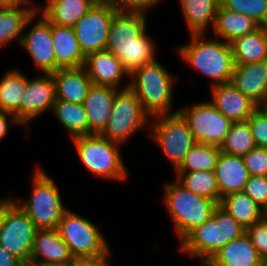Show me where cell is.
<instances>
[{"instance_id":"d6a6232c","label":"cell","mask_w":267,"mask_h":266,"mask_svg":"<svg viewBox=\"0 0 267 266\" xmlns=\"http://www.w3.org/2000/svg\"><path fill=\"white\" fill-rule=\"evenodd\" d=\"M175 173L177 182L185 189L220 204L219 188L214 171Z\"/></svg>"},{"instance_id":"30bf717a","label":"cell","mask_w":267,"mask_h":266,"mask_svg":"<svg viewBox=\"0 0 267 266\" xmlns=\"http://www.w3.org/2000/svg\"><path fill=\"white\" fill-rule=\"evenodd\" d=\"M57 231L74 258L94 257L110 251L102 231L90 220L69 209L59 221Z\"/></svg>"},{"instance_id":"7bdbcfd3","label":"cell","mask_w":267,"mask_h":266,"mask_svg":"<svg viewBox=\"0 0 267 266\" xmlns=\"http://www.w3.org/2000/svg\"><path fill=\"white\" fill-rule=\"evenodd\" d=\"M9 118V119H8ZM10 120V121H8ZM17 124V126L19 124V122L16 120L14 114L9 113V112H5V111H0V140L5 138L6 134L9 132V126L10 124ZM9 124V125H8Z\"/></svg>"},{"instance_id":"7c38bea8","label":"cell","mask_w":267,"mask_h":266,"mask_svg":"<svg viewBox=\"0 0 267 266\" xmlns=\"http://www.w3.org/2000/svg\"><path fill=\"white\" fill-rule=\"evenodd\" d=\"M36 226L14 203L6 212L0 228V246L29 266Z\"/></svg>"},{"instance_id":"2e32d148","label":"cell","mask_w":267,"mask_h":266,"mask_svg":"<svg viewBox=\"0 0 267 266\" xmlns=\"http://www.w3.org/2000/svg\"><path fill=\"white\" fill-rule=\"evenodd\" d=\"M74 257L57 229H37L29 259V266L71 264Z\"/></svg>"},{"instance_id":"ffe728a7","label":"cell","mask_w":267,"mask_h":266,"mask_svg":"<svg viewBox=\"0 0 267 266\" xmlns=\"http://www.w3.org/2000/svg\"><path fill=\"white\" fill-rule=\"evenodd\" d=\"M231 83L258 105L267 96V59L235 64Z\"/></svg>"},{"instance_id":"4316f807","label":"cell","mask_w":267,"mask_h":266,"mask_svg":"<svg viewBox=\"0 0 267 266\" xmlns=\"http://www.w3.org/2000/svg\"><path fill=\"white\" fill-rule=\"evenodd\" d=\"M259 26L251 17L227 10L219 5L213 31L215 37L230 43L237 37L253 32Z\"/></svg>"},{"instance_id":"3957f363","label":"cell","mask_w":267,"mask_h":266,"mask_svg":"<svg viewBox=\"0 0 267 266\" xmlns=\"http://www.w3.org/2000/svg\"><path fill=\"white\" fill-rule=\"evenodd\" d=\"M129 77V88L136 94L150 118L178 112H170L176 77L159 60L155 59L135 69Z\"/></svg>"},{"instance_id":"5bb4252c","label":"cell","mask_w":267,"mask_h":266,"mask_svg":"<svg viewBox=\"0 0 267 266\" xmlns=\"http://www.w3.org/2000/svg\"><path fill=\"white\" fill-rule=\"evenodd\" d=\"M55 100V85L51 73H44L33 79L28 78L20 104V125L30 131L31 121L46 111L51 112Z\"/></svg>"},{"instance_id":"484cf974","label":"cell","mask_w":267,"mask_h":266,"mask_svg":"<svg viewBox=\"0 0 267 266\" xmlns=\"http://www.w3.org/2000/svg\"><path fill=\"white\" fill-rule=\"evenodd\" d=\"M95 3V0H48L38 11L51 24L73 27Z\"/></svg>"},{"instance_id":"b9f144b4","label":"cell","mask_w":267,"mask_h":266,"mask_svg":"<svg viewBox=\"0 0 267 266\" xmlns=\"http://www.w3.org/2000/svg\"><path fill=\"white\" fill-rule=\"evenodd\" d=\"M111 251L94 257H76L71 263L72 266H111L109 259Z\"/></svg>"},{"instance_id":"83f0119b","label":"cell","mask_w":267,"mask_h":266,"mask_svg":"<svg viewBox=\"0 0 267 266\" xmlns=\"http://www.w3.org/2000/svg\"><path fill=\"white\" fill-rule=\"evenodd\" d=\"M231 43L234 63L249 64L267 59V26L237 37Z\"/></svg>"},{"instance_id":"52a82bcc","label":"cell","mask_w":267,"mask_h":266,"mask_svg":"<svg viewBox=\"0 0 267 266\" xmlns=\"http://www.w3.org/2000/svg\"><path fill=\"white\" fill-rule=\"evenodd\" d=\"M84 167L96 175L111 180H126L128 170L122 159L121 144L103 138L100 134L72 138Z\"/></svg>"},{"instance_id":"c3c4849f","label":"cell","mask_w":267,"mask_h":266,"mask_svg":"<svg viewBox=\"0 0 267 266\" xmlns=\"http://www.w3.org/2000/svg\"><path fill=\"white\" fill-rule=\"evenodd\" d=\"M96 3H110L113 4L116 0H95Z\"/></svg>"},{"instance_id":"ab89813d","label":"cell","mask_w":267,"mask_h":266,"mask_svg":"<svg viewBox=\"0 0 267 266\" xmlns=\"http://www.w3.org/2000/svg\"><path fill=\"white\" fill-rule=\"evenodd\" d=\"M246 121L256 147L267 148V116L257 108Z\"/></svg>"},{"instance_id":"836d02e7","label":"cell","mask_w":267,"mask_h":266,"mask_svg":"<svg viewBox=\"0 0 267 266\" xmlns=\"http://www.w3.org/2000/svg\"><path fill=\"white\" fill-rule=\"evenodd\" d=\"M220 154L219 146L196 143L175 172L214 171Z\"/></svg>"},{"instance_id":"1f68e13d","label":"cell","mask_w":267,"mask_h":266,"mask_svg":"<svg viewBox=\"0 0 267 266\" xmlns=\"http://www.w3.org/2000/svg\"><path fill=\"white\" fill-rule=\"evenodd\" d=\"M70 138L88 135V118L83 103L56 99L51 110Z\"/></svg>"},{"instance_id":"7402d4cb","label":"cell","mask_w":267,"mask_h":266,"mask_svg":"<svg viewBox=\"0 0 267 266\" xmlns=\"http://www.w3.org/2000/svg\"><path fill=\"white\" fill-rule=\"evenodd\" d=\"M51 74L54 80L56 99L84 103L93 84L84 66L61 68Z\"/></svg>"},{"instance_id":"4dcf8cb0","label":"cell","mask_w":267,"mask_h":266,"mask_svg":"<svg viewBox=\"0 0 267 266\" xmlns=\"http://www.w3.org/2000/svg\"><path fill=\"white\" fill-rule=\"evenodd\" d=\"M28 77L12 69L5 73L0 80V111L14 114L20 124V104L26 91Z\"/></svg>"},{"instance_id":"9a60e30c","label":"cell","mask_w":267,"mask_h":266,"mask_svg":"<svg viewBox=\"0 0 267 266\" xmlns=\"http://www.w3.org/2000/svg\"><path fill=\"white\" fill-rule=\"evenodd\" d=\"M28 32L22 34L20 45L28 52L36 67L44 73L55 72V51L51 23L41 14Z\"/></svg>"},{"instance_id":"7a4b0ae2","label":"cell","mask_w":267,"mask_h":266,"mask_svg":"<svg viewBox=\"0 0 267 266\" xmlns=\"http://www.w3.org/2000/svg\"><path fill=\"white\" fill-rule=\"evenodd\" d=\"M206 34H190L191 42L177 47L178 55L194 69L212 79L211 87L229 83L235 63L231 43L214 37L205 39Z\"/></svg>"},{"instance_id":"e575fe53","label":"cell","mask_w":267,"mask_h":266,"mask_svg":"<svg viewBox=\"0 0 267 266\" xmlns=\"http://www.w3.org/2000/svg\"><path fill=\"white\" fill-rule=\"evenodd\" d=\"M255 147L256 144L248 122H232L229 132L220 145V151L226 154L243 157Z\"/></svg>"},{"instance_id":"44dd1931","label":"cell","mask_w":267,"mask_h":266,"mask_svg":"<svg viewBox=\"0 0 267 266\" xmlns=\"http://www.w3.org/2000/svg\"><path fill=\"white\" fill-rule=\"evenodd\" d=\"M204 266H267L249 236L243 233L217 251Z\"/></svg>"},{"instance_id":"7dc6e473","label":"cell","mask_w":267,"mask_h":266,"mask_svg":"<svg viewBox=\"0 0 267 266\" xmlns=\"http://www.w3.org/2000/svg\"><path fill=\"white\" fill-rule=\"evenodd\" d=\"M257 108L267 116V96L258 104Z\"/></svg>"},{"instance_id":"8fae6325","label":"cell","mask_w":267,"mask_h":266,"mask_svg":"<svg viewBox=\"0 0 267 266\" xmlns=\"http://www.w3.org/2000/svg\"><path fill=\"white\" fill-rule=\"evenodd\" d=\"M178 112L187 121L196 143L220 147L232 124L209 101L193 103Z\"/></svg>"},{"instance_id":"5b68a950","label":"cell","mask_w":267,"mask_h":266,"mask_svg":"<svg viewBox=\"0 0 267 266\" xmlns=\"http://www.w3.org/2000/svg\"><path fill=\"white\" fill-rule=\"evenodd\" d=\"M164 203L181 241L195 228L205 223L219 205L216 201L194 194L178 182L166 183Z\"/></svg>"},{"instance_id":"cb8c5ba5","label":"cell","mask_w":267,"mask_h":266,"mask_svg":"<svg viewBox=\"0 0 267 266\" xmlns=\"http://www.w3.org/2000/svg\"><path fill=\"white\" fill-rule=\"evenodd\" d=\"M51 34L55 51V71L84 66L86 56L80 48L73 27L51 24Z\"/></svg>"},{"instance_id":"ee69618b","label":"cell","mask_w":267,"mask_h":266,"mask_svg":"<svg viewBox=\"0 0 267 266\" xmlns=\"http://www.w3.org/2000/svg\"><path fill=\"white\" fill-rule=\"evenodd\" d=\"M0 266H25L17 257L0 246Z\"/></svg>"},{"instance_id":"4fadbf2b","label":"cell","mask_w":267,"mask_h":266,"mask_svg":"<svg viewBox=\"0 0 267 266\" xmlns=\"http://www.w3.org/2000/svg\"><path fill=\"white\" fill-rule=\"evenodd\" d=\"M117 11L110 3H95L73 26L85 56L106 49L110 22Z\"/></svg>"},{"instance_id":"f1b7e54d","label":"cell","mask_w":267,"mask_h":266,"mask_svg":"<svg viewBox=\"0 0 267 266\" xmlns=\"http://www.w3.org/2000/svg\"><path fill=\"white\" fill-rule=\"evenodd\" d=\"M189 34H205L214 28L220 0H179Z\"/></svg>"},{"instance_id":"e0dca14e","label":"cell","mask_w":267,"mask_h":266,"mask_svg":"<svg viewBox=\"0 0 267 266\" xmlns=\"http://www.w3.org/2000/svg\"><path fill=\"white\" fill-rule=\"evenodd\" d=\"M84 67L95 85L109 86L116 89L129 87V82L124 87L122 84L123 78L125 76L129 77V73L124 69L121 61L106 49L88 54Z\"/></svg>"},{"instance_id":"603a6c76","label":"cell","mask_w":267,"mask_h":266,"mask_svg":"<svg viewBox=\"0 0 267 266\" xmlns=\"http://www.w3.org/2000/svg\"><path fill=\"white\" fill-rule=\"evenodd\" d=\"M220 201L227 194L242 192L250 178L243 157L221 152L214 169Z\"/></svg>"},{"instance_id":"d4e9b609","label":"cell","mask_w":267,"mask_h":266,"mask_svg":"<svg viewBox=\"0 0 267 266\" xmlns=\"http://www.w3.org/2000/svg\"><path fill=\"white\" fill-rule=\"evenodd\" d=\"M39 7L35 6H0V47L19 40L21 43L23 30L40 15Z\"/></svg>"},{"instance_id":"ac0fdd59","label":"cell","mask_w":267,"mask_h":266,"mask_svg":"<svg viewBox=\"0 0 267 266\" xmlns=\"http://www.w3.org/2000/svg\"><path fill=\"white\" fill-rule=\"evenodd\" d=\"M211 93L209 102L231 122L246 121L258 107L231 82L212 86Z\"/></svg>"},{"instance_id":"277c9868","label":"cell","mask_w":267,"mask_h":266,"mask_svg":"<svg viewBox=\"0 0 267 266\" xmlns=\"http://www.w3.org/2000/svg\"><path fill=\"white\" fill-rule=\"evenodd\" d=\"M243 233L245 229L218 205L210 219L181 241L180 250L202 259L201 263L205 265L217 251Z\"/></svg>"},{"instance_id":"f546056e","label":"cell","mask_w":267,"mask_h":266,"mask_svg":"<svg viewBox=\"0 0 267 266\" xmlns=\"http://www.w3.org/2000/svg\"><path fill=\"white\" fill-rule=\"evenodd\" d=\"M219 205L244 229L266 216V211L243 191L227 194Z\"/></svg>"},{"instance_id":"6da1fadb","label":"cell","mask_w":267,"mask_h":266,"mask_svg":"<svg viewBox=\"0 0 267 266\" xmlns=\"http://www.w3.org/2000/svg\"><path fill=\"white\" fill-rule=\"evenodd\" d=\"M146 13L117 11L110 22L106 50L131 74L156 59V44L146 33Z\"/></svg>"},{"instance_id":"60d3db41","label":"cell","mask_w":267,"mask_h":266,"mask_svg":"<svg viewBox=\"0 0 267 266\" xmlns=\"http://www.w3.org/2000/svg\"><path fill=\"white\" fill-rule=\"evenodd\" d=\"M161 0H116L112 5L120 12L146 13L149 9L159 5Z\"/></svg>"},{"instance_id":"d6986e66","label":"cell","mask_w":267,"mask_h":266,"mask_svg":"<svg viewBox=\"0 0 267 266\" xmlns=\"http://www.w3.org/2000/svg\"><path fill=\"white\" fill-rule=\"evenodd\" d=\"M118 90L92 84L83 103L88 118V135L100 134L106 127Z\"/></svg>"},{"instance_id":"9c48e42d","label":"cell","mask_w":267,"mask_h":266,"mask_svg":"<svg viewBox=\"0 0 267 266\" xmlns=\"http://www.w3.org/2000/svg\"><path fill=\"white\" fill-rule=\"evenodd\" d=\"M151 119L149 136L160 146L175 171L196 144L188 123L179 112Z\"/></svg>"},{"instance_id":"8992f818","label":"cell","mask_w":267,"mask_h":266,"mask_svg":"<svg viewBox=\"0 0 267 266\" xmlns=\"http://www.w3.org/2000/svg\"><path fill=\"white\" fill-rule=\"evenodd\" d=\"M39 167L33 174L30 196L25 201L15 198V203L28 215L37 229H57L67 209L54 180Z\"/></svg>"},{"instance_id":"74e56055","label":"cell","mask_w":267,"mask_h":266,"mask_svg":"<svg viewBox=\"0 0 267 266\" xmlns=\"http://www.w3.org/2000/svg\"><path fill=\"white\" fill-rule=\"evenodd\" d=\"M243 192L267 211V176H250Z\"/></svg>"},{"instance_id":"ba28073f","label":"cell","mask_w":267,"mask_h":266,"mask_svg":"<svg viewBox=\"0 0 267 266\" xmlns=\"http://www.w3.org/2000/svg\"><path fill=\"white\" fill-rule=\"evenodd\" d=\"M151 118L145 112L136 94L129 88L115 94L111 116L100 133L103 138L123 144L136 131L150 125Z\"/></svg>"},{"instance_id":"8d00e7d4","label":"cell","mask_w":267,"mask_h":266,"mask_svg":"<svg viewBox=\"0 0 267 266\" xmlns=\"http://www.w3.org/2000/svg\"><path fill=\"white\" fill-rule=\"evenodd\" d=\"M245 232L258 251L259 256L267 264V217L265 216L246 228Z\"/></svg>"},{"instance_id":"681fc988","label":"cell","mask_w":267,"mask_h":266,"mask_svg":"<svg viewBox=\"0 0 267 266\" xmlns=\"http://www.w3.org/2000/svg\"><path fill=\"white\" fill-rule=\"evenodd\" d=\"M43 266H72L71 264H53V265H43Z\"/></svg>"},{"instance_id":"f6af8a7d","label":"cell","mask_w":267,"mask_h":266,"mask_svg":"<svg viewBox=\"0 0 267 266\" xmlns=\"http://www.w3.org/2000/svg\"><path fill=\"white\" fill-rule=\"evenodd\" d=\"M15 203V198H2L0 200V228L2 227L4 216L7 210Z\"/></svg>"},{"instance_id":"bcb514c9","label":"cell","mask_w":267,"mask_h":266,"mask_svg":"<svg viewBox=\"0 0 267 266\" xmlns=\"http://www.w3.org/2000/svg\"><path fill=\"white\" fill-rule=\"evenodd\" d=\"M32 4V5H31ZM0 6H34L31 0H0Z\"/></svg>"},{"instance_id":"f35d334b","label":"cell","mask_w":267,"mask_h":266,"mask_svg":"<svg viewBox=\"0 0 267 266\" xmlns=\"http://www.w3.org/2000/svg\"><path fill=\"white\" fill-rule=\"evenodd\" d=\"M243 159L251 176H267V148L255 147Z\"/></svg>"},{"instance_id":"d590c367","label":"cell","mask_w":267,"mask_h":266,"mask_svg":"<svg viewBox=\"0 0 267 266\" xmlns=\"http://www.w3.org/2000/svg\"><path fill=\"white\" fill-rule=\"evenodd\" d=\"M220 5L251 17L260 26H267V0H220Z\"/></svg>"}]
</instances>
